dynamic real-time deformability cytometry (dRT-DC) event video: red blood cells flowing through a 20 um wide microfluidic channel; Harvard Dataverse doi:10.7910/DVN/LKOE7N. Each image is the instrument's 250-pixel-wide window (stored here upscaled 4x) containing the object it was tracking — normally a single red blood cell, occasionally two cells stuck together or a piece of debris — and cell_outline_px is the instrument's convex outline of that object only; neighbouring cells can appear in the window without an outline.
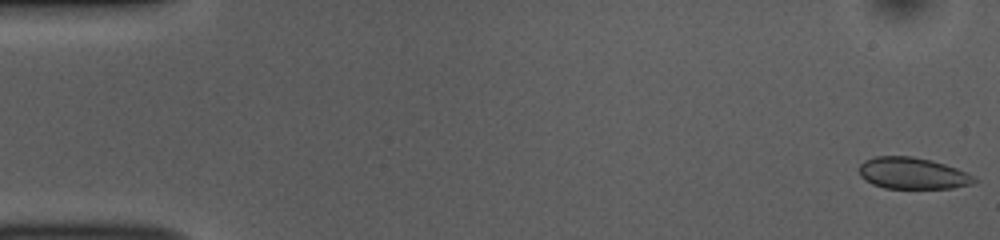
{"species": "common noctule bat (a hibernating species)", "species_latin": "Nyctalus noctula", "temperature_condition": "room temperature", "stored_images_in_passage": 8, "camera_frame_rate_fps": 3000, "um_per_image_px": 0.085, "animal": {"sex": "female", "body_mass_g": 10.0, "forearm_length_mm": 53.1}, "frame": {"image": 1, "passage_image": 1, "time_ms": 0.0, "image_size_px": [1000, 240], "cell_outline_px": [[976, 180], [972, 184], [952, 188], [884, 188], [872, 184], [864, 180], [860, 176], [860, 164], [864, 160], [876, 156], [912, 156], [932, 160], [956, 168], [976, 176]], "centroid_in_image_um": [77.56, 14.73], "position_along_channel_um": 7.4, "area_um2": 21.21}}